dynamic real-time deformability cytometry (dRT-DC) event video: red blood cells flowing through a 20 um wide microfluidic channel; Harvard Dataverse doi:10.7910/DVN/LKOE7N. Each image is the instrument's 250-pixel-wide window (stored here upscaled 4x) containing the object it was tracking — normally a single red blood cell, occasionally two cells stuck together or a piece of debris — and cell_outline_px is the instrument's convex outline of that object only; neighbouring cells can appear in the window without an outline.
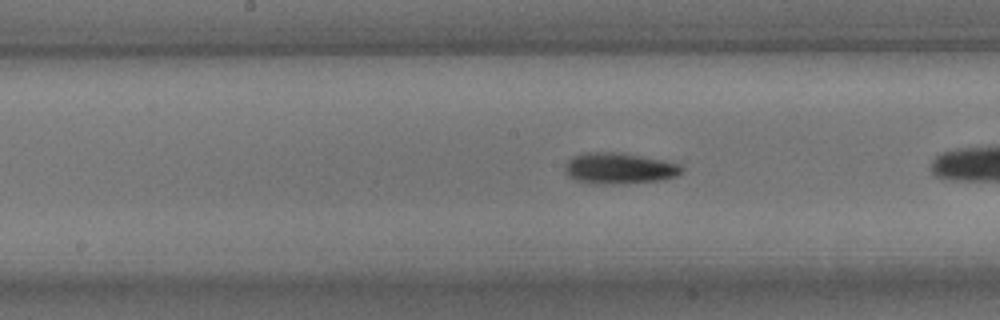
{"species": "common noctule bat (a hibernating species)", "species_latin": "Nyctalus noctula", "temperature_condition": "room temperature", "stored_images_in_passage": 27, "camera_frame_rate_fps": 3000, "um_per_image_px": 0.085, "animal": {"sex": "male", "body_mass_g": 15.6}, "frame": {"image": 1, "passage_image": 12, "time_ms": 3.667, "image_size_px": [1000, 320], "cell_outline_px": [[684, 168], [676, 176], [660, 180], [624, 184], [592, 184], [576, 180], [568, 176], [564, 172], [564, 164], [572, 156], [584, 152], [620, 152], [680, 164]], "centroid_in_image_um": [52.56, 14.31], "position_along_channel_um": 195.6, "area_um2": 21.33}}